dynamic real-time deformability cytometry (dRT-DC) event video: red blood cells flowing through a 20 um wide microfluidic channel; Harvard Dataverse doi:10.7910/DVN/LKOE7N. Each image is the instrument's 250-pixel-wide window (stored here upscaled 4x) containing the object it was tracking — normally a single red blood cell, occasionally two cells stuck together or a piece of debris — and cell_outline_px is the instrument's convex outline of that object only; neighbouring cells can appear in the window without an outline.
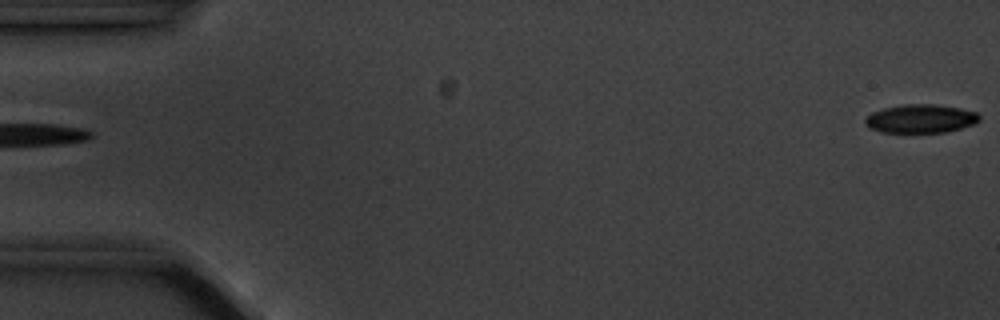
{"species": "common noctule bat (a hibernating species)", "species_latin": "Nyctalus noctula", "temperature_condition": "cold", "stored_images_in_passage": 6, "segment_of_instrument_passage": [2, 2], "camera_frame_rate_fps": 3000, "um_per_image_px": 0.085, "animal": {"sex": "male", "body_mass_g": 20.1, "forearm_length_mm": 53.5}, "frame": {"image": 1, "passage_image": 6, "time_ms": 5.667, "image_size_px": [1000, 320], "cell_outline_px": [[980, 120], [976, 124], [948, 132], [880, 132], [868, 128], [864, 120], [872, 112], [884, 108], [900, 104], [932, 104], [960, 108], [976, 112], [980, 116]], "centroid_in_image_um": [78.27, 10.09], "position_along_channel_um": 6.7, "area_um2": 19.13}}